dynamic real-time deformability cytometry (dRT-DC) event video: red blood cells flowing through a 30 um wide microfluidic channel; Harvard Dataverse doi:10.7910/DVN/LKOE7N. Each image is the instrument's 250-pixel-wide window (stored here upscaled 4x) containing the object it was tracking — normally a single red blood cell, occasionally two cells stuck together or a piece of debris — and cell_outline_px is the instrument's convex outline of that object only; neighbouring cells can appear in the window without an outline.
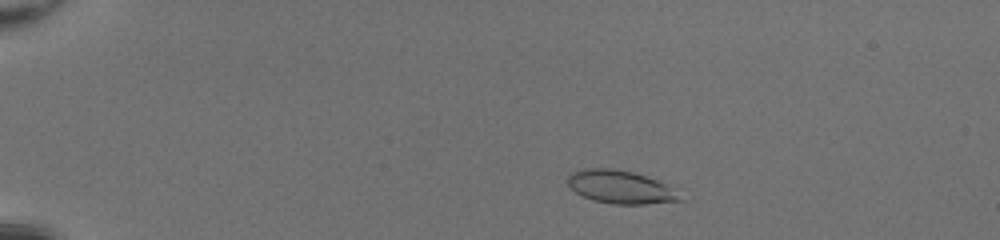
{"species": "common noctule bat (a hibernating species)", "species_latin": "Nyctalus noctula", "temperature_condition": "room temperature", "stored_images_in_passage": 48, "camera_frame_rate_fps": 3000, "um_per_image_px": 0.085, "animal": {"sex": "female", "body_mass_g": 20.0, "forearm_length_mm": 54.0}, "frame": {"image": 1, "passage_image": 8, "time_ms": 2.333, "image_size_px": [1000, 240], "cell_outline_px": [[684, 200], [644, 204], [612, 204], [592, 200], [576, 192], [568, 184], [568, 172], [584, 168], [612, 168], [632, 172], [668, 184]], "centroid_in_image_um": [52.7, 15.89], "position_along_channel_um": 32.3, "area_um2": 21.56}}
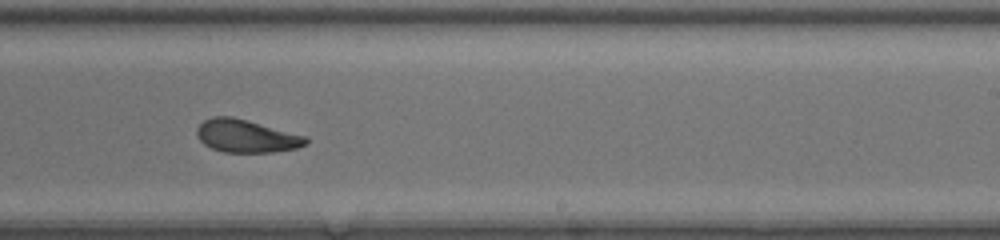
{"frame": {"image": 2, "passage_image": 31, "time_ms": 10.0, "image_size_px": [1000, 240], "cell_outline_px": [[308, 144], [296, 148], [272, 152], [224, 152], [212, 148], [204, 144], [196, 136], [196, 128], [204, 120], [212, 116], [232, 116], [248, 120], [308, 136]], "centroid_in_image_um": [20.94, 11.55], "position_along_channel_um": 268.1, "area_um2": 21.04}}
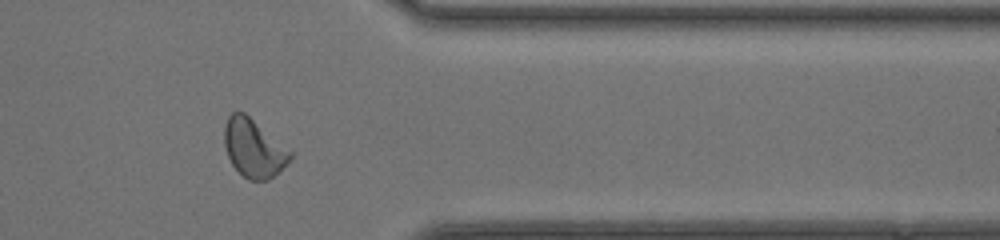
{"frame": {"image": 3, "passage_image": 40, "time_ms": 13.0, "image_size_px": [1000, 240], "cell_outline_px": [[292, 156], [268, 180], [248, 180], [232, 164], [228, 156], [224, 144], [224, 128], [228, 116], [232, 112], [244, 112], [292, 152]], "centroid_in_image_um": [21.52, 12.58], "position_along_channel_um": 389.9, "area_um2": 21.68}, "authors_computed_cell_mechanics": {"area_um2": 21.4727, "velocity_mm_per_s": 4.286, "shape_relaxation_time_tau1_ms": 3.3837, "shape_relaxation_time_tau2_ms": 2.5732, "deformation_change_tau1": 0.1276, "deformation_change_tau2": 0.0763}}